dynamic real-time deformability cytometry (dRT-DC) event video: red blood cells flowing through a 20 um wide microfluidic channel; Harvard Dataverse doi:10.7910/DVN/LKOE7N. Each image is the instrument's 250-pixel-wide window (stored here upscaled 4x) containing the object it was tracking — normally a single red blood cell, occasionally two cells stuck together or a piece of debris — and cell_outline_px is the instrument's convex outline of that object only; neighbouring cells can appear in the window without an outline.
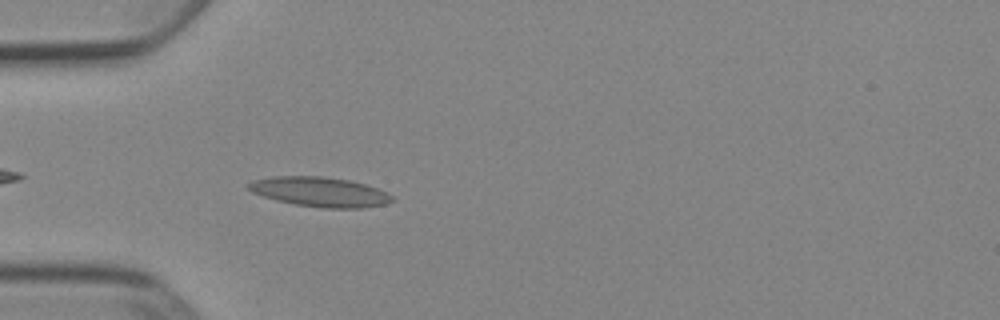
{"species": "Egyptian fruit bat (a non-hibernating species)", "species_latin": "Rousettus aegyptiacus", "temperature_condition": "cold", "stored_images_in_passage": 39, "camera_frame_rate_fps": 3000, "um_per_image_px": 0.085, "animal": {"sex": "female"}, "frame": {"image": 1, "passage_image": 3, "time_ms": 0.667, "image_size_px": [1000, 320], "cell_outline_px": [[396, 200], [388, 204], [364, 208], [320, 208], [296, 204], [276, 200], [252, 192], [244, 184], [252, 180], [272, 176], [320, 176], [348, 180], [364, 184], [388, 192]], "centroid_in_image_um": [27.2, 16.31], "position_along_channel_um": 57.8, "area_um2": 25.03}}
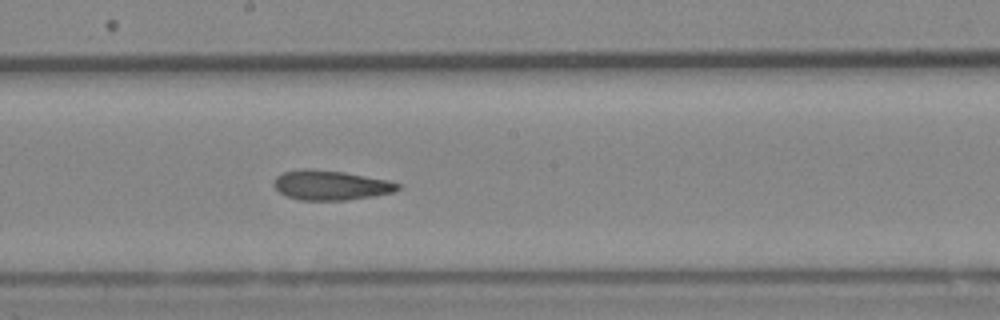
{"frame": {"image": 2, "passage_image": 16, "time_ms": 5.0, "image_size_px": [1000, 320], "cell_outline_px": [[400, 188], [392, 192], [372, 196], [344, 200], [300, 200], [288, 196], [280, 192], [272, 184], [272, 180], [276, 176], [284, 172], [300, 168], [312, 168], [344, 172], [388, 180], [400, 184]], "centroid_in_image_um": [28.06, 15.72], "position_along_channel_um": 220.1, "area_um2": 21.44}}
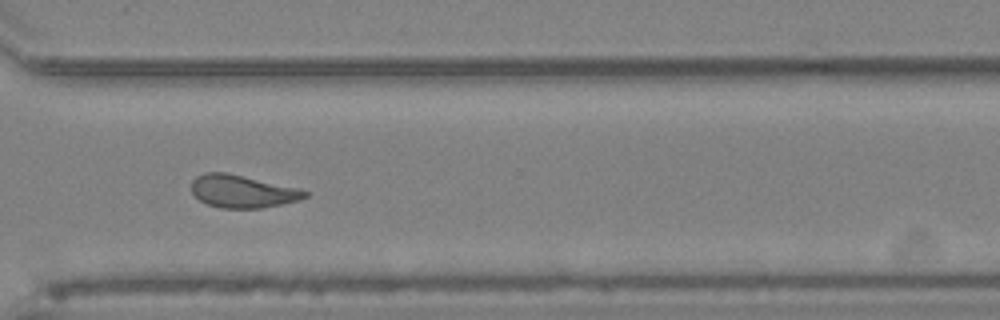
{"frame": {"image": 3, "passage_image": 26, "time_ms": 8.333, "image_size_px": [1000, 320], "cell_outline_px": [[308, 196], [300, 200], [260, 208], [220, 208], [208, 204], [200, 200], [192, 192], [192, 180], [196, 176], [204, 172], [224, 172], [296, 188], [308, 192]], "centroid_in_image_um": [20.57, 16.27], "position_along_channel_um": 350.0, "area_um2": 21.21}, "authors_computed_cell_mechanics": {"area_um2": 21.7328, "velocity_mm_per_s": 3.9002, "shape_relaxation_time_tau1_ms": null, "shape_relaxation_time_tau2_ms": 2.5807, "deformation_change_tau1": null, "deformation_change_tau2": 0.0959}}